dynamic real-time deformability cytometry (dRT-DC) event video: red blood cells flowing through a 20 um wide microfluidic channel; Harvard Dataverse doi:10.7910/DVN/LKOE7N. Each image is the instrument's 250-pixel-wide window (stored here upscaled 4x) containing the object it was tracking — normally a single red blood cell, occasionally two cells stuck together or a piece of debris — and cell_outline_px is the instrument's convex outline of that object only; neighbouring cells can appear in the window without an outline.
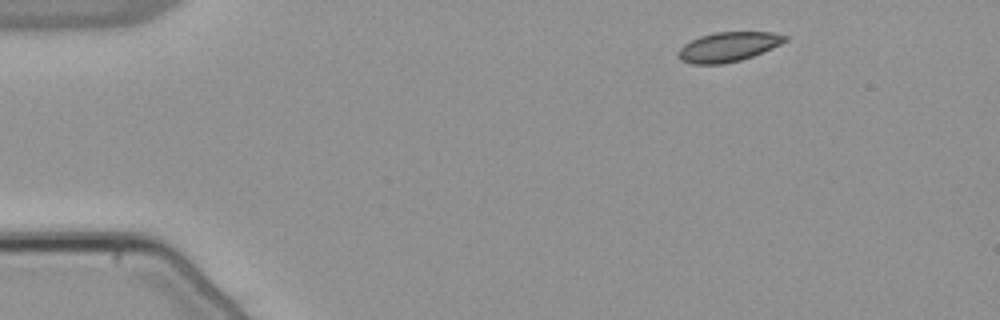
{"species": "common noctule bat (a hibernating species)", "species_latin": "Nyctalus noctula", "temperature_condition": "warm", "stored_images_in_passage": 47, "camera_frame_rate_fps": 3000, "um_per_image_px": 0.085, "animal": {"sex": "male", "body_mass_g": 21.5, "forearm_length_mm": 52.0}, "frame": {"image": 1, "passage_image": 1, "time_ms": 0.0, "image_size_px": [1000, 320], "cell_outline_px": [[788, 40], [772, 48], [752, 56], [740, 60], [724, 64], [692, 64], [680, 60], [676, 56], [676, 52], [684, 44], [700, 36], [716, 32], [772, 32], [788, 36]], "centroid_in_image_um": [61.87, 3.99], "position_along_channel_um": 23.1, "area_um2": 18.44}}
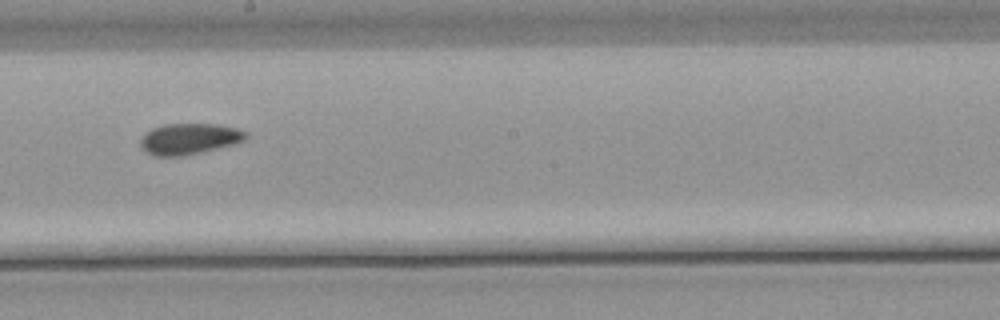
{"frame": {"image": 2, "passage_image": 24, "time_ms": 7.667, "image_size_px": [1000, 320], "cell_outline_px": [[248, 136], [244, 140], [232, 144], [184, 156], [152, 156], [140, 144], [140, 140], [152, 128], [164, 124], [216, 124], [236, 128], [248, 132]], "centroid_in_image_um": [16.1, 11.8], "position_along_channel_um": 232.1, "area_um2": 18.79}}
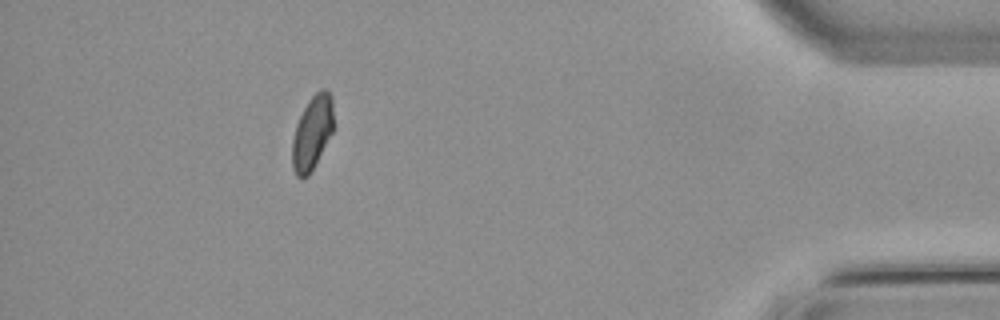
{"frame": {"image": 3, "passage_image": 42, "time_ms": 13.667, "image_size_px": [1000, 320], "cell_outline_px": [[332, 132], [308, 176], [296, 176], [292, 168], [292, 140], [296, 124], [308, 100], [320, 88], [324, 88], [332, 96]], "centroid_in_image_um": [26.51, 11.25], "position_along_channel_um": 408.7, "area_um2": 17.4}, "authors_computed_cell_mechanics": {"area_um2": 18.8428, "velocity_mm_per_s": 3.8268, "shape_relaxation_time_tau1_ms": 9.6753, "shape_relaxation_time_tau2_ms": 4.2014, "deformation_change_tau1": 0.1381, "deformation_change_tau2": 0.0648}}